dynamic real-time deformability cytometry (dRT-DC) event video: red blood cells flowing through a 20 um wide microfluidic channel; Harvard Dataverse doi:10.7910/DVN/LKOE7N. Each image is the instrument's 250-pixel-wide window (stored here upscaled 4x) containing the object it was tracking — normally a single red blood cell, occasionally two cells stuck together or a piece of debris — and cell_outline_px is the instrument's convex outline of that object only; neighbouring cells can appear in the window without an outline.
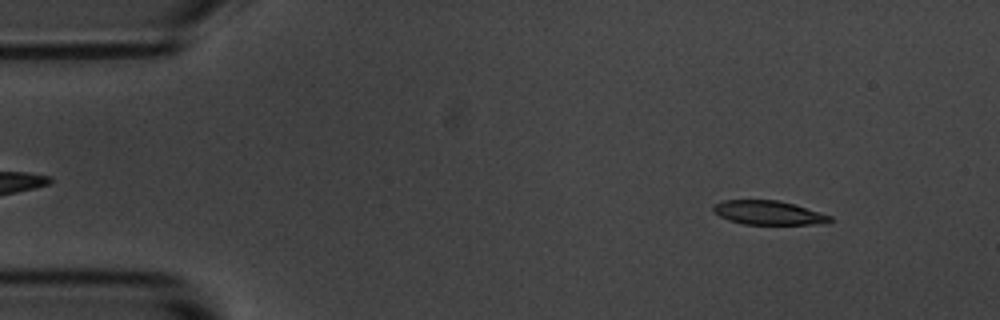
{"species": "common noctule bat (a hibernating species)", "species_latin": "Nyctalus noctula", "temperature_condition": "room temperature", "stored_images_in_passage": 7, "camera_frame_rate_fps": 3000, "um_per_image_px": 0.085, "animal": {"sex": "male", "body_mass_g": 20.1, "forearm_length_mm": 53.5}, "frame": {"image": 1, "passage_image": 1, "time_ms": 0.0, "image_size_px": [1000, 320], "cell_outline_px": [[832, 220], [812, 224], [744, 224], [728, 220], [712, 212], [712, 204], [724, 200], [776, 200], [792, 204], [832, 216]], "centroid_in_image_um": [65.21, 18.07], "position_along_channel_um": 19.8, "area_um2": 16.07}}
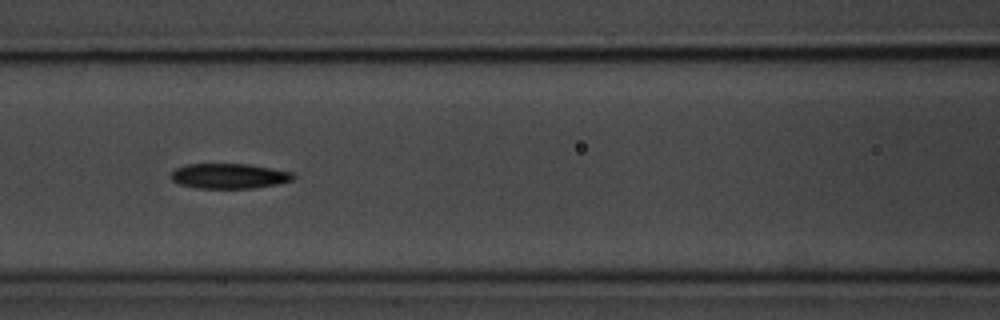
{"frame": {"image": 2, "passage_image": 6, "time_ms": 1.667, "image_size_px": [1000, 320], "cell_outline_px": [[296, 176], [292, 180], [276, 184], [252, 188], [196, 188], [180, 184], [172, 180], [172, 172], [176, 168], [188, 164], [248, 164], [272, 168], [292, 172]], "centroid_in_image_um": [19.49, 14.96], "position_along_channel_um": 147.1, "area_um2": 17.74}}
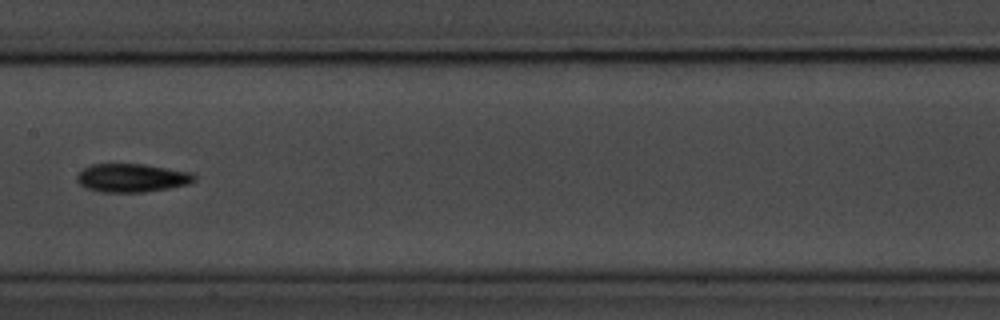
{"frame": {"image": 3, "passage_image": 7, "time_ms": 2.0, "image_size_px": [1000, 320], "cell_outline_px": [[196, 180], [188, 184], [168, 188], [144, 192], [100, 192], [88, 188], [80, 184], [76, 180], [76, 176], [88, 164], [144, 164], [192, 172], [196, 176]], "centroid_in_image_um": [11.22, 15.11], "position_along_channel_um": 196.2, "area_um2": 19.48}}